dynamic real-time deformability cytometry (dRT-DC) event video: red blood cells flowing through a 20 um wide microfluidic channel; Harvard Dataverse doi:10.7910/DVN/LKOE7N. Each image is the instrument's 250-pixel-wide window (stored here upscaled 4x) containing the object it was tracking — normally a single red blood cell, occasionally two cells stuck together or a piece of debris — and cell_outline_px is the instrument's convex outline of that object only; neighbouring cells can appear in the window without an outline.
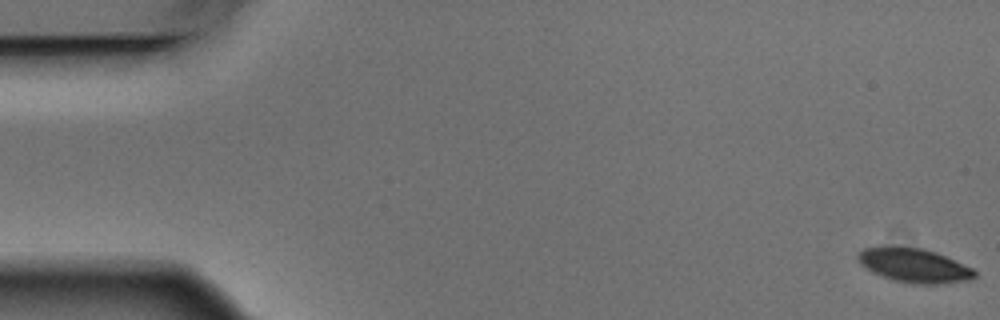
{"species": "Egyptian fruit bat (a non-hibernating species)", "species_latin": "Rousettus aegyptiacus", "temperature_condition": "warm", "stored_images_in_passage": 5, "camera_frame_rate_fps": 3000, "um_per_image_px": 0.085, "animal": {"sex": "male"}, "frame": {"image": 1, "passage_image": 1, "time_ms": 0.0, "image_size_px": [1000, 320], "cell_outline_px": [[976, 276], [968, 280], [940, 284], [912, 284], [892, 280], [872, 272], [860, 264], [856, 256], [864, 248], [880, 244], [924, 248], [936, 252], [972, 268], [976, 272]], "centroid_in_image_um": [77.64, 22.53], "position_along_channel_um": 7.4, "area_um2": 23.64}}
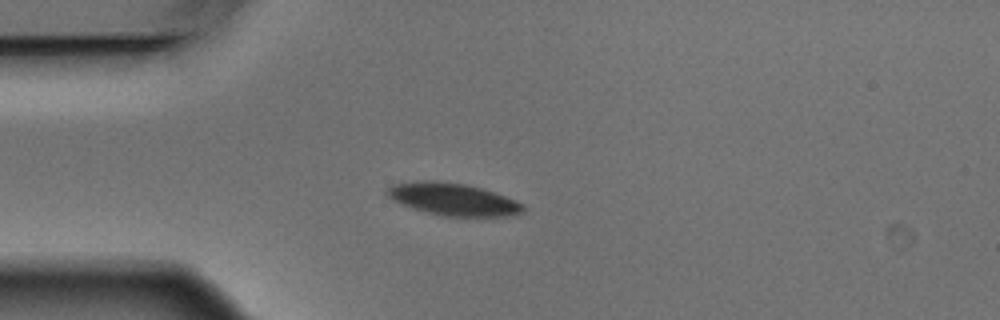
{"frame": {"image": 2, "passage_image": 5, "time_ms": 1.333, "image_size_px": [1000, 320], "cell_outline_px": [[524, 212], [516, 216], [444, 216], [412, 208], [400, 204], [392, 200], [384, 192], [384, 188], [392, 184], [416, 180], [436, 180], [464, 184], [480, 188], [516, 200], [524, 204]], "centroid_in_image_um": [38.46, 16.93], "position_along_channel_um": 46.5, "area_um2": 25.84}}